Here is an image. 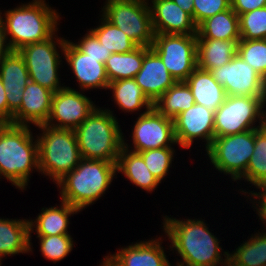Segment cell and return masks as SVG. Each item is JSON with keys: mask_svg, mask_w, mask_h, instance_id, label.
<instances>
[{"mask_svg": "<svg viewBox=\"0 0 266 266\" xmlns=\"http://www.w3.org/2000/svg\"><path fill=\"white\" fill-rule=\"evenodd\" d=\"M162 218L163 232L170 241L169 250H175L181 258L176 266H223L228 263L229 251H223L218 237L204 219L180 220L167 215Z\"/></svg>", "mask_w": 266, "mask_h": 266, "instance_id": "cell-1", "label": "cell"}, {"mask_svg": "<svg viewBox=\"0 0 266 266\" xmlns=\"http://www.w3.org/2000/svg\"><path fill=\"white\" fill-rule=\"evenodd\" d=\"M34 138L30 126L0 123V179H7L22 192L31 172L39 173L38 142Z\"/></svg>", "mask_w": 266, "mask_h": 266, "instance_id": "cell-2", "label": "cell"}, {"mask_svg": "<svg viewBox=\"0 0 266 266\" xmlns=\"http://www.w3.org/2000/svg\"><path fill=\"white\" fill-rule=\"evenodd\" d=\"M59 14L46 0H32L5 11L2 19L12 51L50 38L58 31Z\"/></svg>", "mask_w": 266, "mask_h": 266, "instance_id": "cell-3", "label": "cell"}, {"mask_svg": "<svg viewBox=\"0 0 266 266\" xmlns=\"http://www.w3.org/2000/svg\"><path fill=\"white\" fill-rule=\"evenodd\" d=\"M116 163L81 159L79 164L56 185L60 199L80 211L104 196L116 176Z\"/></svg>", "mask_w": 266, "mask_h": 266, "instance_id": "cell-4", "label": "cell"}, {"mask_svg": "<svg viewBox=\"0 0 266 266\" xmlns=\"http://www.w3.org/2000/svg\"><path fill=\"white\" fill-rule=\"evenodd\" d=\"M115 115L98 106L74 130L81 158L117 163L124 135Z\"/></svg>", "mask_w": 266, "mask_h": 266, "instance_id": "cell-5", "label": "cell"}, {"mask_svg": "<svg viewBox=\"0 0 266 266\" xmlns=\"http://www.w3.org/2000/svg\"><path fill=\"white\" fill-rule=\"evenodd\" d=\"M36 127L42 132L35 136L38 142L39 173L57 184L82 159L75 131L56 129L45 124Z\"/></svg>", "mask_w": 266, "mask_h": 266, "instance_id": "cell-6", "label": "cell"}, {"mask_svg": "<svg viewBox=\"0 0 266 266\" xmlns=\"http://www.w3.org/2000/svg\"><path fill=\"white\" fill-rule=\"evenodd\" d=\"M265 106L266 96L227 95L214 113L215 137L261 128L265 120Z\"/></svg>", "mask_w": 266, "mask_h": 266, "instance_id": "cell-7", "label": "cell"}, {"mask_svg": "<svg viewBox=\"0 0 266 266\" xmlns=\"http://www.w3.org/2000/svg\"><path fill=\"white\" fill-rule=\"evenodd\" d=\"M56 34L57 31L45 41L28 44L18 50L24 58L30 81L54 93L65 87L59 78L62 56L58 50L61 49L63 55L66 39Z\"/></svg>", "mask_w": 266, "mask_h": 266, "instance_id": "cell-8", "label": "cell"}, {"mask_svg": "<svg viewBox=\"0 0 266 266\" xmlns=\"http://www.w3.org/2000/svg\"><path fill=\"white\" fill-rule=\"evenodd\" d=\"M102 16L138 46L151 47L154 30L148 0H106Z\"/></svg>", "mask_w": 266, "mask_h": 266, "instance_id": "cell-9", "label": "cell"}, {"mask_svg": "<svg viewBox=\"0 0 266 266\" xmlns=\"http://www.w3.org/2000/svg\"><path fill=\"white\" fill-rule=\"evenodd\" d=\"M254 145L255 129H252L239 134L215 137L206 154L217 171L229 175L232 181H237L246 173Z\"/></svg>", "mask_w": 266, "mask_h": 266, "instance_id": "cell-10", "label": "cell"}, {"mask_svg": "<svg viewBox=\"0 0 266 266\" xmlns=\"http://www.w3.org/2000/svg\"><path fill=\"white\" fill-rule=\"evenodd\" d=\"M150 48L176 81H185L197 68L196 35L155 34Z\"/></svg>", "mask_w": 266, "mask_h": 266, "instance_id": "cell-11", "label": "cell"}, {"mask_svg": "<svg viewBox=\"0 0 266 266\" xmlns=\"http://www.w3.org/2000/svg\"><path fill=\"white\" fill-rule=\"evenodd\" d=\"M130 135L133 147L126 138H123V147L137 153L177 144L173 120L160 114L154 107L139 113Z\"/></svg>", "mask_w": 266, "mask_h": 266, "instance_id": "cell-12", "label": "cell"}, {"mask_svg": "<svg viewBox=\"0 0 266 266\" xmlns=\"http://www.w3.org/2000/svg\"><path fill=\"white\" fill-rule=\"evenodd\" d=\"M65 86L54 93L50 115L45 125L75 130L98 106L84 91Z\"/></svg>", "mask_w": 266, "mask_h": 266, "instance_id": "cell-13", "label": "cell"}, {"mask_svg": "<svg viewBox=\"0 0 266 266\" xmlns=\"http://www.w3.org/2000/svg\"><path fill=\"white\" fill-rule=\"evenodd\" d=\"M209 72L227 95L266 96V81L238 54L229 63Z\"/></svg>", "mask_w": 266, "mask_h": 266, "instance_id": "cell-14", "label": "cell"}, {"mask_svg": "<svg viewBox=\"0 0 266 266\" xmlns=\"http://www.w3.org/2000/svg\"><path fill=\"white\" fill-rule=\"evenodd\" d=\"M214 111L205 106L194 104L188 110L181 112L174 119V134L177 144L189 149L194 140H204L205 151L215 138Z\"/></svg>", "mask_w": 266, "mask_h": 266, "instance_id": "cell-15", "label": "cell"}, {"mask_svg": "<svg viewBox=\"0 0 266 266\" xmlns=\"http://www.w3.org/2000/svg\"><path fill=\"white\" fill-rule=\"evenodd\" d=\"M63 59L72 70L80 91L108 88L109 80L101 59L81 52L70 40H66Z\"/></svg>", "mask_w": 266, "mask_h": 266, "instance_id": "cell-16", "label": "cell"}, {"mask_svg": "<svg viewBox=\"0 0 266 266\" xmlns=\"http://www.w3.org/2000/svg\"><path fill=\"white\" fill-rule=\"evenodd\" d=\"M148 4L155 34L197 35L192 16L174 1L148 0Z\"/></svg>", "mask_w": 266, "mask_h": 266, "instance_id": "cell-17", "label": "cell"}, {"mask_svg": "<svg viewBox=\"0 0 266 266\" xmlns=\"http://www.w3.org/2000/svg\"><path fill=\"white\" fill-rule=\"evenodd\" d=\"M0 78L9 108V123L13 124V115L20 109L24 88L30 81L24 58L18 51L0 59Z\"/></svg>", "mask_w": 266, "mask_h": 266, "instance_id": "cell-18", "label": "cell"}, {"mask_svg": "<svg viewBox=\"0 0 266 266\" xmlns=\"http://www.w3.org/2000/svg\"><path fill=\"white\" fill-rule=\"evenodd\" d=\"M134 79L152 103L177 82L161 58L146 46H144L142 67Z\"/></svg>", "mask_w": 266, "mask_h": 266, "instance_id": "cell-19", "label": "cell"}, {"mask_svg": "<svg viewBox=\"0 0 266 266\" xmlns=\"http://www.w3.org/2000/svg\"><path fill=\"white\" fill-rule=\"evenodd\" d=\"M54 92L29 81L24 88L20 109L13 115V124L30 126L45 124L49 118Z\"/></svg>", "mask_w": 266, "mask_h": 266, "instance_id": "cell-20", "label": "cell"}, {"mask_svg": "<svg viewBox=\"0 0 266 266\" xmlns=\"http://www.w3.org/2000/svg\"><path fill=\"white\" fill-rule=\"evenodd\" d=\"M162 237L139 241L108 254L119 266H173L162 246Z\"/></svg>", "mask_w": 266, "mask_h": 266, "instance_id": "cell-21", "label": "cell"}, {"mask_svg": "<svg viewBox=\"0 0 266 266\" xmlns=\"http://www.w3.org/2000/svg\"><path fill=\"white\" fill-rule=\"evenodd\" d=\"M60 206L57 204L48 208H42L35 219L29 220L30 232V253H32V233L36 236H53L69 234V217L78 214L80 210L69 203L60 200ZM35 230V231H34Z\"/></svg>", "mask_w": 266, "mask_h": 266, "instance_id": "cell-22", "label": "cell"}, {"mask_svg": "<svg viewBox=\"0 0 266 266\" xmlns=\"http://www.w3.org/2000/svg\"><path fill=\"white\" fill-rule=\"evenodd\" d=\"M184 82L189 86L195 103L214 112L227 97L224 87L207 70L197 67Z\"/></svg>", "mask_w": 266, "mask_h": 266, "instance_id": "cell-23", "label": "cell"}, {"mask_svg": "<svg viewBox=\"0 0 266 266\" xmlns=\"http://www.w3.org/2000/svg\"><path fill=\"white\" fill-rule=\"evenodd\" d=\"M116 172L122 173L132 184L147 193L154 192L161 183L147 168L142 156L122 147L116 163Z\"/></svg>", "mask_w": 266, "mask_h": 266, "instance_id": "cell-24", "label": "cell"}, {"mask_svg": "<svg viewBox=\"0 0 266 266\" xmlns=\"http://www.w3.org/2000/svg\"><path fill=\"white\" fill-rule=\"evenodd\" d=\"M29 220L0 217V258L30 253Z\"/></svg>", "mask_w": 266, "mask_h": 266, "instance_id": "cell-25", "label": "cell"}, {"mask_svg": "<svg viewBox=\"0 0 266 266\" xmlns=\"http://www.w3.org/2000/svg\"><path fill=\"white\" fill-rule=\"evenodd\" d=\"M239 40L197 39V67L210 71L230 62Z\"/></svg>", "mask_w": 266, "mask_h": 266, "instance_id": "cell-26", "label": "cell"}, {"mask_svg": "<svg viewBox=\"0 0 266 266\" xmlns=\"http://www.w3.org/2000/svg\"><path fill=\"white\" fill-rule=\"evenodd\" d=\"M197 39L240 40L239 16L232 9L218 13L197 26Z\"/></svg>", "mask_w": 266, "mask_h": 266, "instance_id": "cell-27", "label": "cell"}, {"mask_svg": "<svg viewBox=\"0 0 266 266\" xmlns=\"http://www.w3.org/2000/svg\"><path fill=\"white\" fill-rule=\"evenodd\" d=\"M107 89L112 90V101L125 113L139 112L143 107L145 110L153 108V103L143 93L134 78L109 82Z\"/></svg>", "mask_w": 266, "mask_h": 266, "instance_id": "cell-28", "label": "cell"}, {"mask_svg": "<svg viewBox=\"0 0 266 266\" xmlns=\"http://www.w3.org/2000/svg\"><path fill=\"white\" fill-rule=\"evenodd\" d=\"M194 104L195 99L189 86L184 81H177L153 103V107L160 114L173 120Z\"/></svg>", "mask_w": 266, "mask_h": 266, "instance_id": "cell-29", "label": "cell"}, {"mask_svg": "<svg viewBox=\"0 0 266 266\" xmlns=\"http://www.w3.org/2000/svg\"><path fill=\"white\" fill-rule=\"evenodd\" d=\"M265 230L252 234L251 238L248 237L232 253L228 252V263L231 266H266Z\"/></svg>", "mask_w": 266, "mask_h": 266, "instance_id": "cell-30", "label": "cell"}, {"mask_svg": "<svg viewBox=\"0 0 266 266\" xmlns=\"http://www.w3.org/2000/svg\"><path fill=\"white\" fill-rule=\"evenodd\" d=\"M144 46H138L128 53H112L105 68L109 82L134 78L142 67Z\"/></svg>", "mask_w": 266, "mask_h": 266, "instance_id": "cell-31", "label": "cell"}, {"mask_svg": "<svg viewBox=\"0 0 266 266\" xmlns=\"http://www.w3.org/2000/svg\"><path fill=\"white\" fill-rule=\"evenodd\" d=\"M100 16V24L89 30L107 50L112 53H128L138 47L121 29Z\"/></svg>", "mask_w": 266, "mask_h": 266, "instance_id": "cell-32", "label": "cell"}, {"mask_svg": "<svg viewBox=\"0 0 266 266\" xmlns=\"http://www.w3.org/2000/svg\"><path fill=\"white\" fill-rule=\"evenodd\" d=\"M240 180L255 187L266 182V132L262 128L255 129L254 151L246 173Z\"/></svg>", "mask_w": 266, "mask_h": 266, "instance_id": "cell-33", "label": "cell"}, {"mask_svg": "<svg viewBox=\"0 0 266 266\" xmlns=\"http://www.w3.org/2000/svg\"><path fill=\"white\" fill-rule=\"evenodd\" d=\"M237 54L266 81V39H240Z\"/></svg>", "mask_w": 266, "mask_h": 266, "instance_id": "cell-34", "label": "cell"}, {"mask_svg": "<svg viewBox=\"0 0 266 266\" xmlns=\"http://www.w3.org/2000/svg\"><path fill=\"white\" fill-rule=\"evenodd\" d=\"M72 235L36 236L40 252L45 259L56 263L71 253L75 244Z\"/></svg>", "mask_w": 266, "mask_h": 266, "instance_id": "cell-35", "label": "cell"}, {"mask_svg": "<svg viewBox=\"0 0 266 266\" xmlns=\"http://www.w3.org/2000/svg\"><path fill=\"white\" fill-rule=\"evenodd\" d=\"M174 149V147H165L138 153L142 156L149 171L162 182L172 167L174 153H176Z\"/></svg>", "mask_w": 266, "mask_h": 266, "instance_id": "cell-36", "label": "cell"}, {"mask_svg": "<svg viewBox=\"0 0 266 266\" xmlns=\"http://www.w3.org/2000/svg\"><path fill=\"white\" fill-rule=\"evenodd\" d=\"M241 39H266V7L239 15Z\"/></svg>", "mask_w": 266, "mask_h": 266, "instance_id": "cell-37", "label": "cell"}, {"mask_svg": "<svg viewBox=\"0 0 266 266\" xmlns=\"http://www.w3.org/2000/svg\"><path fill=\"white\" fill-rule=\"evenodd\" d=\"M192 19L196 26L209 17L231 8V0H193Z\"/></svg>", "mask_w": 266, "mask_h": 266, "instance_id": "cell-38", "label": "cell"}, {"mask_svg": "<svg viewBox=\"0 0 266 266\" xmlns=\"http://www.w3.org/2000/svg\"><path fill=\"white\" fill-rule=\"evenodd\" d=\"M73 44L84 54H88L90 57L101 59L102 63H105L106 60L112 54L111 51L107 50L103 44H101L97 37L88 30L85 36L79 39L78 42Z\"/></svg>", "mask_w": 266, "mask_h": 266, "instance_id": "cell-39", "label": "cell"}, {"mask_svg": "<svg viewBox=\"0 0 266 266\" xmlns=\"http://www.w3.org/2000/svg\"><path fill=\"white\" fill-rule=\"evenodd\" d=\"M256 189H259L260 192H254L253 191H246V190H240V193L242 192V195L244 193V197L246 196V194H248L246 197H248V199H250L249 201L254 205H252V207H254L253 209H256V213L259 217V219L261 220V222L263 223V228L266 227V182L259 184L258 186L255 187ZM250 196V197H249ZM256 203V204H255Z\"/></svg>", "mask_w": 266, "mask_h": 266, "instance_id": "cell-40", "label": "cell"}, {"mask_svg": "<svg viewBox=\"0 0 266 266\" xmlns=\"http://www.w3.org/2000/svg\"><path fill=\"white\" fill-rule=\"evenodd\" d=\"M266 7V0H231V8L240 14Z\"/></svg>", "mask_w": 266, "mask_h": 266, "instance_id": "cell-41", "label": "cell"}, {"mask_svg": "<svg viewBox=\"0 0 266 266\" xmlns=\"http://www.w3.org/2000/svg\"><path fill=\"white\" fill-rule=\"evenodd\" d=\"M5 91L0 78V123H9V108Z\"/></svg>", "mask_w": 266, "mask_h": 266, "instance_id": "cell-42", "label": "cell"}, {"mask_svg": "<svg viewBox=\"0 0 266 266\" xmlns=\"http://www.w3.org/2000/svg\"><path fill=\"white\" fill-rule=\"evenodd\" d=\"M12 52L7 41L6 31L4 27V22L2 19V12L0 10V59Z\"/></svg>", "mask_w": 266, "mask_h": 266, "instance_id": "cell-43", "label": "cell"}, {"mask_svg": "<svg viewBox=\"0 0 266 266\" xmlns=\"http://www.w3.org/2000/svg\"><path fill=\"white\" fill-rule=\"evenodd\" d=\"M174 1L182 10L189 13L191 16L194 14L193 0H172Z\"/></svg>", "mask_w": 266, "mask_h": 266, "instance_id": "cell-44", "label": "cell"}, {"mask_svg": "<svg viewBox=\"0 0 266 266\" xmlns=\"http://www.w3.org/2000/svg\"><path fill=\"white\" fill-rule=\"evenodd\" d=\"M103 262L100 263V266H119L109 255L104 256Z\"/></svg>", "mask_w": 266, "mask_h": 266, "instance_id": "cell-45", "label": "cell"}, {"mask_svg": "<svg viewBox=\"0 0 266 266\" xmlns=\"http://www.w3.org/2000/svg\"><path fill=\"white\" fill-rule=\"evenodd\" d=\"M261 128L266 132V119L264 120V123L262 124Z\"/></svg>", "mask_w": 266, "mask_h": 266, "instance_id": "cell-46", "label": "cell"}]
</instances>
